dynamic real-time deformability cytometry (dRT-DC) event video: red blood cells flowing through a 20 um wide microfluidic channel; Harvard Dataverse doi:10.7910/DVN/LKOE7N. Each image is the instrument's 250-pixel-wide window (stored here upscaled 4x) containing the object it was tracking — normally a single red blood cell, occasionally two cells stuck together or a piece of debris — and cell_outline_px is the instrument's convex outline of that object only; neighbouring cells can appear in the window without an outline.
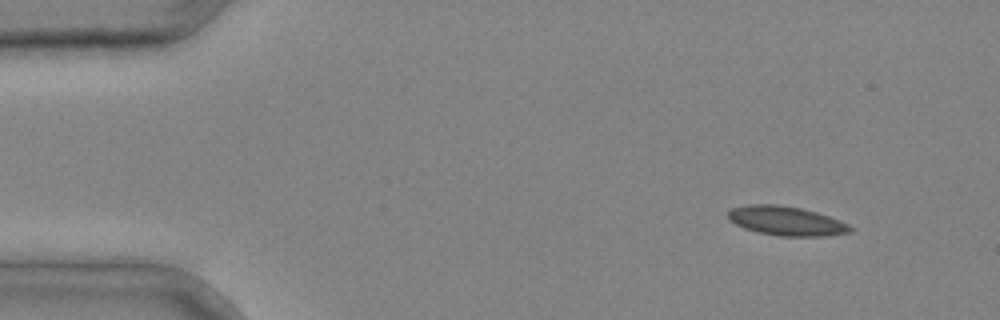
{"species": "common noctule bat (a hibernating species)", "species_latin": "Nyctalus noctula", "temperature_condition": "cold", "stored_images_in_passage": 2, "segment_of_instrument_passage": [2, 2], "camera_frame_rate_fps": 3000, "um_per_image_px": 0.085, "animal": {"sex": "male", "body_mass_g": 20.4}, "frame": {"image": 1, "passage_image": 2, "time_ms": 0.333, "image_size_px": [1000, 320], "cell_outline_px": [[856, 228], [852, 232], [828, 236], [780, 236], [756, 232], [744, 228], [728, 220], [728, 212], [732, 208], [748, 204], [776, 204], [800, 208], [816, 212], [840, 220]], "centroid_in_image_um": [66.86, 18.78], "position_along_channel_um": 18.1, "area_um2": 20.98}}